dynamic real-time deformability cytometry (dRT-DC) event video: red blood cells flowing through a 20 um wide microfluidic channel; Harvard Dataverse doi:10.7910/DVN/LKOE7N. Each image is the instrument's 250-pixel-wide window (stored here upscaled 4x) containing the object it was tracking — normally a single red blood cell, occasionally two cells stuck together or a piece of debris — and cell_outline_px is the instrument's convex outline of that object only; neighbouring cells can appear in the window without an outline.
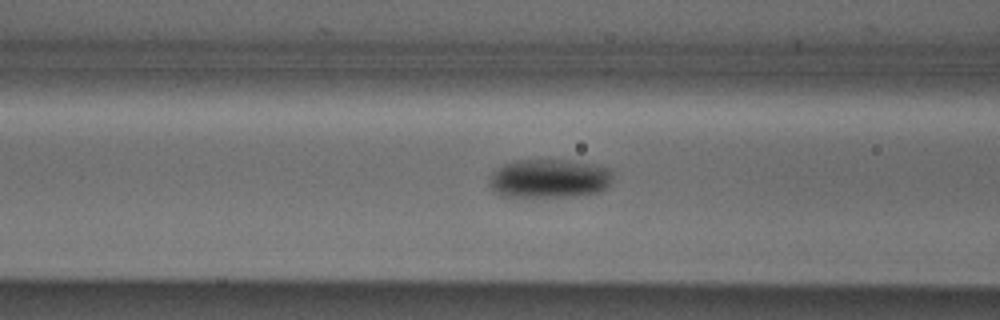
{"species": "Egyptian fruit bat (a non-hibernating species)", "species_latin": "Rousettus aegyptiacus", "temperature_condition": "cold", "stored_images_in_passage": 38, "camera_frame_rate_fps": 3000, "um_per_image_px": 0.085, "animal": {"sex": "male"}, "frame": {"image": 1, "passage_image": 16, "time_ms": 5.0, "image_size_px": [1000, 320], "cell_outline_px": [[612, 184], [608, 188], [600, 192], [576, 196], [504, 196], [496, 192], [492, 188], [492, 172], [504, 164], [512, 160], [572, 160], [592, 164], [608, 168], [612, 172]], "centroid_in_image_um": [46.77, 15.16], "position_along_channel_um": 119.8, "area_um2": 27.86}}
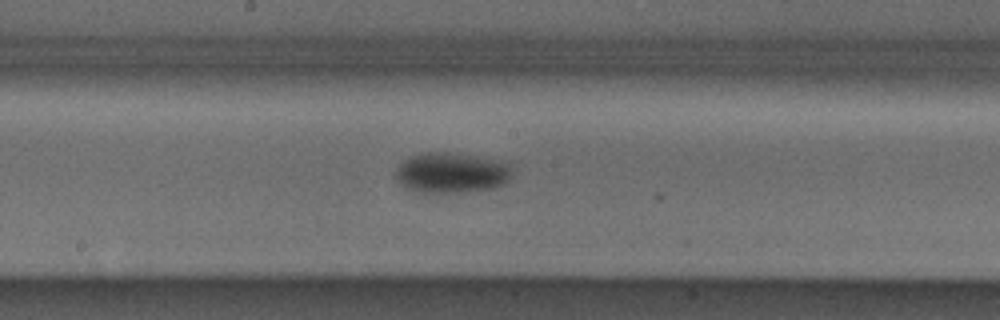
{"frame": {"image": 2, "passage_image": 23, "time_ms": 7.333, "image_size_px": [1000, 320], "cell_outline_px": [[512, 176], [504, 184], [496, 188], [460, 192], [416, 192], [400, 184], [396, 180], [396, 164], [412, 156], [424, 152], [444, 152], [484, 156], [508, 164], [512, 168]], "centroid_in_image_um": [38.38, 14.68], "position_along_channel_um": 209.8, "area_um2": 27.74}}
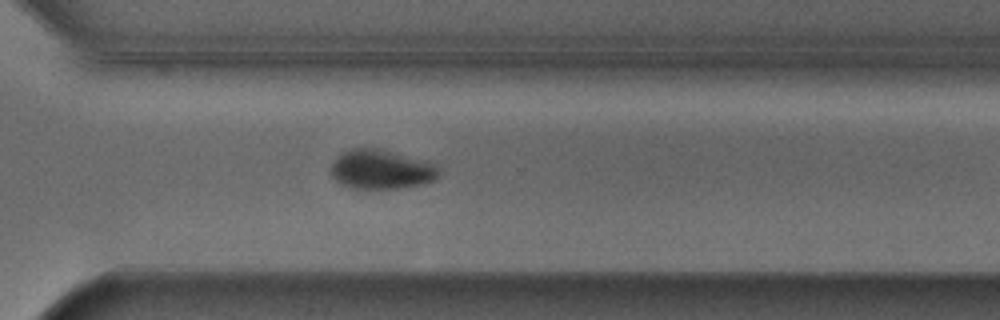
{"frame": {"image": 3, "passage_image": 33, "time_ms": 10.667, "image_size_px": [1000, 320], "cell_outline_px": [[440, 172], [432, 180], [424, 184], [396, 188], [352, 188], [340, 184], [332, 176], [332, 164], [336, 156], [340, 152], [352, 148], [380, 148], [436, 164]], "centroid_in_image_um": [32.37, 14.39], "position_along_channel_um": 338.2, "area_um2": 24.62}}